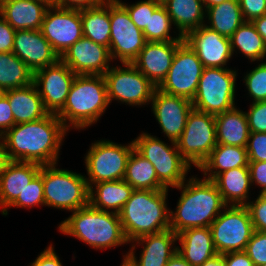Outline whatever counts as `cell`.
<instances>
[{
    "label": "cell",
    "instance_id": "1",
    "mask_svg": "<svg viewBox=\"0 0 266 266\" xmlns=\"http://www.w3.org/2000/svg\"><path fill=\"white\" fill-rule=\"evenodd\" d=\"M68 131L56 114L15 124L0 139L8 161L57 164L63 137Z\"/></svg>",
    "mask_w": 266,
    "mask_h": 266
},
{
    "label": "cell",
    "instance_id": "2",
    "mask_svg": "<svg viewBox=\"0 0 266 266\" xmlns=\"http://www.w3.org/2000/svg\"><path fill=\"white\" fill-rule=\"evenodd\" d=\"M183 189L175 213L170 211V229L176 234L190 228L210 227L227 205L212 180L190 178Z\"/></svg>",
    "mask_w": 266,
    "mask_h": 266
},
{
    "label": "cell",
    "instance_id": "3",
    "mask_svg": "<svg viewBox=\"0 0 266 266\" xmlns=\"http://www.w3.org/2000/svg\"><path fill=\"white\" fill-rule=\"evenodd\" d=\"M168 189L134 190L118 213L128 242L147 234L170 229V210L167 209Z\"/></svg>",
    "mask_w": 266,
    "mask_h": 266
},
{
    "label": "cell",
    "instance_id": "4",
    "mask_svg": "<svg viewBox=\"0 0 266 266\" xmlns=\"http://www.w3.org/2000/svg\"><path fill=\"white\" fill-rule=\"evenodd\" d=\"M108 105L103 75H76L66 103L57 116L67 130L71 127L70 124L75 129L86 128L97 122Z\"/></svg>",
    "mask_w": 266,
    "mask_h": 266
},
{
    "label": "cell",
    "instance_id": "5",
    "mask_svg": "<svg viewBox=\"0 0 266 266\" xmlns=\"http://www.w3.org/2000/svg\"><path fill=\"white\" fill-rule=\"evenodd\" d=\"M59 231L72 235L94 249H106L128 243L119 219L113 211H101L90 204L73 211L62 221Z\"/></svg>",
    "mask_w": 266,
    "mask_h": 266
},
{
    "label": "cell",
    "instance_id": "6",
    "mask_svg": "<svg viewBox=\"0 0 266 266\" xmlns=\"http://www.w3.org/2000/svg\"><path fill=\"white\" fill-rule=\"evenodd\" d=\"M56 165H42L39 174L43 179L46 206L75 211L89 204V187L81 174Z\"/></svg>",
    "mask_w": 266,
    "mask_h": 266
},
{
    "label": "cell",
    "instance_id": "7",
    "mask_svg": "<svg viewBox=\"0 0 266 266\" xmlns=\"http://www.w3.org/2000/svg\"><path fill=\"white\" fill-rule=\"evenodd\" d=\"M133 143L134 149L154 166L159 182L166 189L178 187L186 181L191 168L178 151L176 142L171 141V148L156 136L142 133Z\"/></svg>",
    "mask_w": 266,
    "mask_h": 266
},
{
    "label": "cell",
    "instance_id": "8",
    "mask_svg": "<svg viewBox=\"0 0 266 266\" xmlns=\"http://www.w3.org/2000/svg\"><path fill=\"white\" fill-rule=\"evenodd\" d=\"M236 71L226 68H204L200 77L193 108L217 115L235 106Z\"/></svg>",
    "mask_w": 266,
    "mask_h": 266
},
{
    "label": "cell",
    "instance_id": "9",
    "mask_svg": "<svg viewBox=\"0 0 266 266\" xmlns=\"http://www.w3.org/2000/svg\"><path fill=\"white\" fill-rule=\"evenodd\" d=\"M176 145L189 165L199 168L217 145L215 115L193 108Z\"/></svg>",
    "mask_w": 266,
    "mask_h": 266
},
{
    "label": "cell",
    "instance_id": "10",
    "mask_svg": "<svg viewBox=\"0 0 266 266\" xmlns=\"http://www.w3.org/2000/svg\"><path fill=\"white\" fill-rule=\"evenodd\" d=\"M224 209L210 225L214 247L222 255L245 251L255 231L249 211L246 206L234 205Z\"/></svg>",
    "mask_w": 266,
    "mask_h": 266
},
{
    "label": "cell",
    "instance_id": "11",
    "mask_svg": "<svg viewBox=\"0 0 266 266\" xmlns=\"http://www.w3.org/2000/svg\"><path fill=\"white\" fill-rule=\"evenodd\" d=\"M133 149V141L126 146L110 140L93 143L85 157L88 187L99 182L124 179L127 160Z\"/></svg>",
    "mask_w": 266,
    "mask_h": 266
},
{
    "label": "cell",
    "instance_id": "12",
    "mask_svg": "<svg viewBox=\"0 0 266 266\" xmlns=\"http://www.w3.org/2000/svg\"><path fill=\"white\" fill-rule=\"evenodd\" d=\"M203 69L196 52L184 41L176 49L171 67L157 89L192 101Z\"/></svg>",
    "mask_w": 266,
    "mask_h": 266
},
{
    "label": "cell",
    "instance_id": "13",
    "mask_svg": "<svg viewBox=\"0 0 266 266\" xmlns=\"http://www.w3.org/2000/svg\"><path fill=\"white\" fill-rule=\"evenodd\" d=\"M123 65L125 68L112 67L103 75L109 104L113 99L133 106L151 102L157 87L132 63H123Z\"/></svg>",
    "mask_w": 266,
    "mask_h": 266
},
{
    "label": "cell",
    "instance_id": "14",
    "mask_svg": "<svg viewBox=\"0 0 266 266\" xmlns=\"http://www.w3.org/2000/svg\"><path fill=\"white\" fill-rule=\"evenodd\" d=\"M110 45L111 59L132 63L147 43L143 31L130 19L127 10L117 1L110 0Z\"/></svg>",
    "mask_w": 266,
    "mask_h": 266
},
{
    "label": "cell",
    "instance_id": "15",
    "mask_svg": "<svg viewBox=\"0 0 266 266\" xmlns=\"http://www.w3.org/2000/svg\"><path fill=\"white\" fill-rule=\"evenodd\" d=\"M40 30L54 52L61 57L70 46L83 37L80 10L50 5Z\"/></svg>",
    "mask_w": 266,
    "mask_h": 266
},
{
    "label": "cell",
    "instance_id": "16",
    "mask_svg": "<svg viewBox=\"0 0 266 266\" xmlns=\"http://www.w3.org/2000/svg\"><path fill=\"white\" fill-rule=\"evenodd\" d=\"M75 77L76 74L60 59L33 73V83L48 113L57 115L63 109ZM41 85L42 89H39Z\"/></svg>",
    "mask_w": 266,
    "mask_h": 266
},
{
    "label": "cell",
    "instance_id": "17",
    "mask_svg": "<svg viewBox=\"0 0 266 266\" xmlns=\"http://www.w3.org/2000/svg\"><path fill=\"white\" fill-rule=\"evenodd\" d=\"M76 75H104L112 60L109 48L82 37L60 57Z\"/></svg>",
    "mask_w": 266,
    "mask_h": 266
},
{
    "label": "cell",
    "instance_id": "18",
    "mask_svg": "<svg viewBox=\"0 0 266 266\" xmlns=\"http://www.w3.org/2000/svg\"><path fill=\"white\" fill-rule=\"evenodd\" d=\"M183 38L196 52L204 68H225L233 55L230 38L205 25L189 31Z\"/></svg>",
    "mask_w": 266,
    "mask_h": 266
},
{
    "label": "cell",
    "instance_id": "19",
    "mask_svg": "<svg viewBox=\"0 0 266 266\" xmlns=\"http://www.w3.org/2000/svg\"><path fill=\"white\" fill-rule=\"evenodd\" d=\"M153 113L164 134L176 142L184 131L187 118L193 109L192 101L155 89L151 100Z\"/></svg>",
    "mask_w": 266,
    "mask_h": 266
},
{
    "label": "cell",
    "instance_id": "20",
    "mask_svg": "<svg viewBox=\"0 0 266 266\" xmlns=\"http://www.w3.org/2000/svg\"><path fill=\"white\" fill-rule=\"evenodd\" d=\"M12 52L33 73L55 64L60 59L52 49L50 42L43 36L41 30L16 31Z\"/></svg>",
    "mask_w": 266,
    "mask_h": 266
},
{
    "label": "cell",
    "instance_id": "21",
    "mask_svg": "<svg viewBox=\"0 0 266 266\" xmlns=\"http://www.w3.org/2000/svg\"><path fill=\"white\" fill-rule=\"evenodd\" d=\"M183 42H147L132 64L158 87L171 67L176 49Z\"/></svg>",
    "mask_w": 266,
    "mask_h": 266
},
{
    "label": "cell",
    "instance_id": "22",
    "mask_svg": "<svg viewBox=\"0 0 266 266\" xmlns=\"http://www.w3.org/2000/svg\"><path fill=\"white\" fill-rule=\"evenodd\" d=\"M41 166L33 162H6L0 175V207L3 215H7L8 207L39 173Z\"/></svg>",
    "mask_w": 266,
    "mask_h": 266
},
{
    "label": "cell",
    "instance_id": "23",
    "mask_svg": "<svg viewBox=\"0 0 266 266\" xmlns=\"http://www.w3.org/2000/svg\"><path fill=\"white\" fill-rule=\"evenodd\" d=\"M50 6L44 0H0V15L15 30H40Z\"/></svg>",
    "mask_w": 266,
    "mask_h": 266
},
{
    "label": "cell",
    "instance_id": "24",
    "mask_svg": "<svg viewBox=\"0 0 266 266\" xmlns=\"http://www.w3.org/2000/svg\"><path fill=\"white\" fill-rule=\"evenodd\" d=\"M175 241H177V234L171 229L155 234H147L132 241V243L137 242L138 245L140 243L146 244L143 246L139 261L133 252L135 245H132L128 254L139 266H166L177 252V247H172Z\"/></svg>",
    "mask_w": 266,
    "mask_h": 266
},
{
    "label": "cell",
    "instance_id": "25",
    "mask_svg": "<svg viewBox=\"0 0 266 266\" xmlns=\"http://www.w3.org/2000/svg\"><path fill=\"white\" fill-rule=\"evenodd\" d=\"M181 247L177 252L191 266H201L218 253L214 247L210 227L186 229L177 234Z\"/></svg>",
    "mask_w": 266,
    "mask_h": 266
},
{
    "label": "cell",
    "instance_id": "26",
    "mask_svg": "<svg viewBox=\"0 0 266 266\" xmlns=\"http://www.w3.org/2000/svg\"><path fill=\"white\" fill-rule=\"evenodd\" d=\"M9 101L15 124L39 120L48 112L34 83L2 93Z\"/></svg>",
    "mask_w": 266,
    "mask_h": 266
},
{
    "label": "cell",
    "instance_id": "27",
    "mask_svg": "<svg viewBox=\"0 0 266 266\" xmlns=\"http://www.w3.org/2000/svg\"><path fill=\"white\" fill-rule=\"evenodd\" d=\"M224 203L245 206L251 184L249 167H238L218 174L213 180Z\"/></svg>",
    "mask_w": 266,
    "mask_h": 266
},
{
    "label": "cell",
    "instance_id": "28",
    "mask_svg": "<svg viewBox=\"0 0 266 266\" xmlns=\"http://www.w3.org/2000/svg\"><path fill=\"white\" fill-rule=\"evenodd\" d=\"M217 144L245 147L250 130L246 113L233 108L215 115Z\"/></svg>",
    "mask_w": 266,
    "mask_h": 266
},
{
    "label": "cell",
    "instance_id": "29",
    "mask_svg": "<svg viewBox=\"0 0 266 266\" xmlns=\"http://www.w3.org/2000/svg\"><path fill=\"white\" fill-rule=\"evenodd\" d=\"M93 186L89 187V204L101 211L113 209V212L117 214L121 211L134 191L123 179L99 182Z\"/></svg>",
    "mask_w": 266,
    "mask_h": 266
},
{
    "label": "cell",
    "instance_id": "30",
    "mask_svg": "<svg viewBox=\"0 0 266 266\" xmlns=\"http://www.w3.org/2000/svg\"><path fill=\"white\" fill-rule=\"evenodd\" d=\"M248 165L249 159L245 147L217 144L199 169L204 172L205 177L208 175L206 179L213 180L224 171Z\"/></svg>",
    "mask_w": 266,
    "mask_h": 266
},
{
    "label": "cell",
    "instance_id": "31",
    "mask_svg": "<svg viewBox=\"0 0 266 266\" xmlns=\"http://www.w3.org/2000/svg\"><path fill=\"white\" fill-rule=\"evenodd\" d=\"M162 4L183 37L189 31L205 25L206 9L202 0H164Z\"/></svg>",
    "mask_w": 266,
    "mask_h": 266
},
{
    "label": "cell",
    "instance_id": "32",
    "mask_svg": "<svg viewBox=\"0 0 266 266\" xmlns=\"http://www.w3.org/2000/svg\"><path fill=\"white\" fill-rule=\"evenodd\" d=\"M83 36L109 48L110 45V0L101 5L80 10Z\"/></svg>",
    "mask_w": 266,
    "mask_h": 266
},
{
    "label": "cell",
    "instance_id": "33",
    "mask_svg": "<svg viewBox=\"0 0 266 266\" xmlns=\"http://www.w3.org/2000/svg\"><path fill=\"white\" fill-rule=\"evenodd\" d=\"M210 25H206L220 35L230 38L245 22L238 0H226L206 9Z\"/></svg>",
    "mask_w": 266,
    "mask_h": 266
},
{
    "label": "cell",
    "instance_id": "34",
    "mask_svg": "<svg viewBox=\"0 0 266 266\" xmlns=\"http://www.w3.org/2000/svg\"><path fill=\"white\" fill-rule=\"evenodd\" d=\"M134 190H164L158 180L154 166L135 149L132 150L126 165L124 176Z\"/></svg>",
    "mask_w": 266,
    "mask_h": 266
},
{
    "label": "cell",
    "instance_id": "35",
    "mask_svg": "<svg viewBox=\"0 0 266 266\" xmlns=\"http://www.w3.org/2000/svg\"><path fill=\"white\" fill-rule=\"evenodd\" d=\"M33 83V72L13 52L0 53V90L22 88Z\"/></svg>",
    "mask_w": 266,
    "mask_h": 266
},
{
    "label": "cell",
    "instance_id": "36",
    "mask_svg": "<svg viewBox=\"0 0 266 266\" xmlns=\"http://www.w3.org/2000/svg\"><path fill=\"white\" fill-rule=\"evenodd\" d=\"M231 49L240 50L251 61L263 60L266 56V46L261 35L252 22H244L230 37Z\"/></svg>",
    "mask_w": 266,
    "mask_h": 266
},
{
    "label": "cell",
    "instance_id": "37",
    "mask_svg": "<svg viewBox=\"0 0 266 266\" xmlns=\"http://www.w3.org/2000/svg\"><path fill=\"white\" fill-rule=\"evenodd\" d=\"M173 22L165 6L161 3L150 15L149 28L143 30L147 42L184 41L181 34L176 38L170 36Z\"/></svg>",
    "mask_w": 266,
    "mask_h": 266
},
{
    "label": "cell",
    "instance_id": "38",
    "mask_svg": "<svg viewBox=\"0 0 266 266\" xmlns=\"http://www.w3.org/2000/svg\"><path fill=\"white\" fill-rule=\"evenodd\" d=\"M45 205L42 176L38 173L9 207H33Z\"/></svg>",
    "mask_w": 266,
    "mask_h": 266
},
{
    "label": "cell",
    "instance_id": "39",
    "mask_svg": "<svg viewBox=\"0 0 266 266\" xmlns=\"http://www.w3.org/2000/svg\"><path fill=\"white\" fill-rule=\"evenodd\" d=\"M117 1L127 10L132 22L142 31L149 28L150 15L162 3L158 0H147L126 5L124 2Z\"/></svg>",
    "mask_w": 266,
    "mask_h": 266
},
{
    "label": "cell",
    "instance_id": "40",
    "mask_svg": "<svg viewBox=\"0 0 266 266\" xmlns=\"http://www.w3.org/2000/svg\"><path fill=\"white\" fill-rule=\"evenodd\" d=\"M244 81L253 102L266 100V62L247 73Z\"/></svg>",
    "mask_w": 266,
    "mask_h": 266
},
{
    "label": "cell",
    "instance_id": "41",
    "mask_svg": "<svg viewBox=\"0 0 266 266\" xmlns=\"http://www.w3.org/2000/svg\"><path fill=\"white\" fill-rule=\"evenodd\" d=\"M245 252L255 266L266 264V232L254 231Z\"/></svg>",
    "mask_w": 266,
    "mask_h": 266
},
{
    "label": "cell",
    "instance_id": "42",
    "mask_svg": "<svg viewBox=\"0 0 266 266\" xmlns=\"http://www.w3.org/2000/svg\"><path fill=\"white\" fill-rule=\"evenodd\" d=\"M247 116L250 133H266V100L252 102Z\"/></svg>",
    "mask_w": 266,
    "mask_h": 266
},
{
    "label": "cell",
    "instance_id": "43",
    "mask_svg": "<svg viewBox=\"0 0 266 266\" xmlns=\"http://www.w3.org/2000/svg\"><path fill=\"white\" fill-rule=\"evenodd\" d=\"M249 211L255 231L266 232V195L259 194L257 199L245 205Z\"/></svg>",
    "mask_w": 266,
    "mask_h": 266
},
{
    "label": "cell",
    "instance_id": "44",
    "mask_svg": "<svg viewBox=\"0 0 266 266\" xmlns=\"http://www.w3.org/2000/svg\"><path fill=\"white\" fill-rule=\"evenodd\" d=\"M246 150L249 162H266V133H250Z\"/></svg>",
    "mask_w": 266,
    "mask_h": 266
},
{
    "label": "cell",
    "instance_id": "45",
    "mask_svg": "<svg viewBox=\"0 0 266 266\" xmlns=\"http://www.w3.org/2000/svg\"><path fill=\"white\" fill-rule=\"evenodd\" d=\"M245 22H252L266 14L265 0H238Z\"/></svg>",
    "mask_w": 266,
    "mask_h": 266
},
{
    "label": "cell",
    "instance_id": "46",
    "mask_svg": "<svg viewBox=\"0 0 266 266\" xmlns=\"http://www.w3.org/2000/svg\"><path fill=\"white\" fill-rule=\"evenodd\" d=\"M16 31L0 15V53L13 51Z\"/></svg>",
    "mask_w": 266,
    "mask_h": 266
},
{
    "label": "cell",
    "instance_id": "47",
    "mask_svg": "<svg viewBox=\"0 0 266 266\" xmlns=\"http://www.w3.org/2000/svg\"><path fill=\"white\" fill-rule=\"evenodd\" d=\"M15 125L14 116L8 99L0 96V138Z\"/></svg>",
    "mask_w": 266,
    "mask_h": 266
},
{
    "label": "cell",
    "instance_id": "48",
    "mask_svg": "<svg viewBox=\"0 0 266 266\" xmlns=\"http://www.w3.org/2000/svg\"><path fill=\"white\" fill-rule=\"evenodd\" d=\"M251 184L256 183L261 187L260 194L266 193V162H249Z\"/></svg>",
    "mask_w": 266,
    "mask_h": 266
},
{
    "label": "cell",
    "instance_id": "49",
    "mask_svg": "<svg viewBox=\"0 0 266 266\" xmlns=\"http://www.w3.org/2000/svg\"><path fill=\"white\" fill-rule=\"evenodd\" d=\"M105 0H55V6L68 9H86L101 5Z\"/></svg>",
    "mask_w": 266,
    "mask_h": 266
},
{
    "label": "cell",
    "instance_id": "50",
    "mask_svg": "<svg viewBox=\"0 0 266 266\" xmlns=\"http://www.w3.org/2000/svg\"><path fill=\"white\" fill-rule=\"evenodd\" d=\"M31 266H62L59 257L56 255L52 244L38 255Z\"/></svg>",
    "mask_w": 266,
    "mask_h": 266
},
{
    "label": "cell",
    "instance_id": "51",
    "mask_svg": "<svg viewBox=\"0 0 266 266\" xmlns=\"http://www.w3.org/2000/svg\"><path fill=\"white\" fill-rule=\"evenodd\" d=\"M226 266H255L245 251L223 254Z\"/></svg>",
    "mask_w": 266,
    "mask_h": 266
},
{
    "label": "cell",
    "instance_id": "52",
    "mask_svg": "<svg viewBox=\"0 0 266 266\" xmlns=\"http://www.w3.org/2000/svg\"><path fill=\"white\" fill-rule=\"evenodd\" d=\"M252 24L255 26L257 32L261 35L264 40V44L266 46V14L263 16L254 19Z\"/></svg>",
    "mask_w": 266,
    "mask_h": 266
},
{
    "label": "cell",
    "instance_id": "53",
    "mask_svg": "<svg viewBox=\"0 0 266 266\" xmlns=\"http://www.w3.org/2000/svg\"><path fill=\"white\" fill-rule=\"evenodd\" d=\"M201 266H226L222 254H217L213 258L205 261Z\"/></svg>",
    "mask_w": 266,
    "mask_h": 266
},
{
    "label": "cell",
    "instance_id": "54",
    "mask_svg": "<svg viewBox=\"0 0 266 266\" xmlns=\"http://www.w3.org/2000/svg\"><path fill=\"white\" fill-rule=\"evenodd\" d=\"M166 266H191V265L187 261H185L178 252H176L174 256L168 261Z\"/></svg>",
    "mask_w": 266,
    "mask_h": 266
},
{
    "label": "cell",
    "instance_id": "55",
    "mask_svg": "<svg viewBox=\"0 0 266 266\" xmlns=\"http://www.w3.org/2000/svg\"><path fill=\"white\" fill-rule=\"evenodd\" d=\"M7 161L8 160H7L5 151H4V147H3L2 141L0 139V175H1L3 167Z\"/></svg>",
    "mask_w": 266,
    "mask_h": 266
},
{
    "label": "cell",
    "instance_id": "56",
    "mask_svg": "<svg viewBox=\"0 0 266 266\" xmlns=\"http://www.w3.org/2000/svg\"><path fill=\"white\" fill-rule=\"evenodd\" d=\"M123 260L124 261L121 266H139L129 254H126V257L124 255Z\"/></svg>",
    "mask_w": 266,
    "mask_h": 266
},
{
    "label": "cell",
    "instance_id": "57",
    "mask_svg": "<svg viewBox=\"0 0 266 266\" xmlns=\"http://www.w3.org/2000/svg\"><path fill=\"white\" fill-rule=\"evenodd\" d=\"M224 1H226V0H202L205 9H207V8H209L211 6H215V5L221 4Z\"/></svg>",
    "mask_w": 266,
    "mask_h": 266
},
{
    "label": "cell",
    "instance_id": "58",
    "mask_svg": "<svg viewBox=\"0 0 266 266\" xmlns=\"http://www.w3.org/2000/svg\"><path fill=\"white\" fill-rule=\"evenodd\" d=\"M44 1H46V2L49 3L50 5H53L54 2H55V0H44Z\"/></svg>",
    "mask_w": 266,
    "mask_h": 266
}]
</instances>
